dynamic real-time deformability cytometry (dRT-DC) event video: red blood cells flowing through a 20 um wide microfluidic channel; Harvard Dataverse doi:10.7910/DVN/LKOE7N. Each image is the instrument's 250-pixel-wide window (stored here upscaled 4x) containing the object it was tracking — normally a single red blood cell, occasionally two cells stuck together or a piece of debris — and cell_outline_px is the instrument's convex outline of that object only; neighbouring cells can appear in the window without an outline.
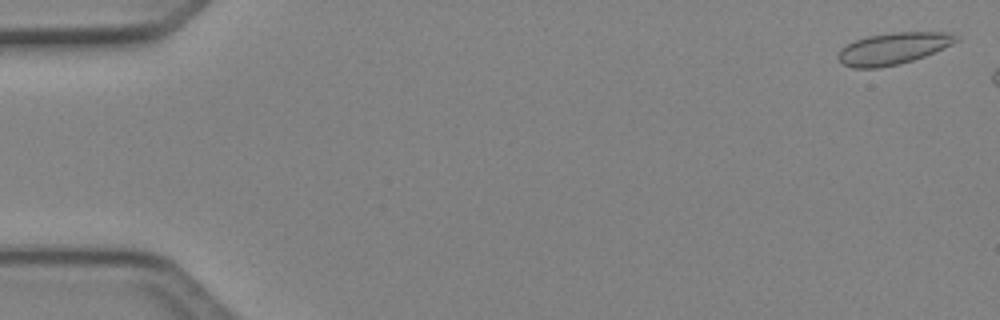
{"species": "Egyptian fruit bat (a non-hibernating species)", "species_latin": "Rousettus aegyptiacus", "temperature_condition": "cold", "stored_images_in_passage": 3, "camera_frame_rate_fps": 3000, "um_per_image_px": 0.085, "animal": {"sex": "female"}, "frame": {"image": 1, "passage_image": 1, "time_ms": 0.0, "image_size_px": [1000, 320], "cell_outline_px": [[960, 40], [952, 44], [924, 56], [900, 64], [880, 68], [852, 68], [840, 64], [836, 56], [840, 48], [856, 40], [868, 36], [892, 32], [952, 32], [960, 36]], "centroid_in_image_um": [75.9, 4.12], "position_along_channel_um": 9.1, "area_um2": 22.08}}